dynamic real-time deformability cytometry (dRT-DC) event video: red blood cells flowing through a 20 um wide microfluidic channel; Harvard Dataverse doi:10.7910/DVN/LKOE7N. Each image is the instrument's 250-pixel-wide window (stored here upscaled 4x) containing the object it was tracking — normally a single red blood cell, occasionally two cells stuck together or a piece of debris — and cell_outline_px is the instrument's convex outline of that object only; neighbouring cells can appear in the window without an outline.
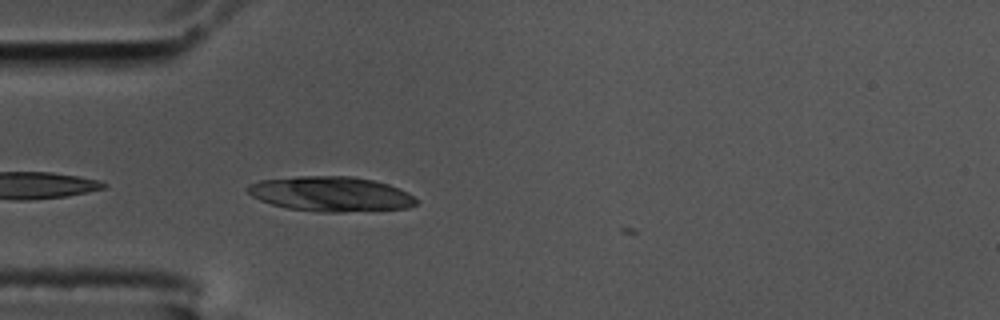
{"species": "common noctule bat (a hibernating species)", "species_latin": "Nyctalus noctula", "temperature_condition": "cold", "stored_images_in_passage": 3, "camera_frame_rate_fps": 3000, "um_per_image_px": 0.085, "animal": {"sex": "male", "body_mass_g": 17.5, "forearm_length_mm": 52.3}, "frame": {"image": 1, "passage_image": 2, "time_ms": 0.333, "image_size_px": [1000, 320], "cell_outline_px": [[420, 200], [416, 204], [408, 208], [344, 212], [316, 212], [288, 208], [272, 204], [260, 200], [252, 196], [244, 188], [248, 184], [260, 180], [296, 176], [352, 176], [372, 180], [388, 184], [408, 192]], "centroid_in_image_um": [28.12, 16.49], "position_along_channel_um": 56.9, "area_um2": 34.51}}